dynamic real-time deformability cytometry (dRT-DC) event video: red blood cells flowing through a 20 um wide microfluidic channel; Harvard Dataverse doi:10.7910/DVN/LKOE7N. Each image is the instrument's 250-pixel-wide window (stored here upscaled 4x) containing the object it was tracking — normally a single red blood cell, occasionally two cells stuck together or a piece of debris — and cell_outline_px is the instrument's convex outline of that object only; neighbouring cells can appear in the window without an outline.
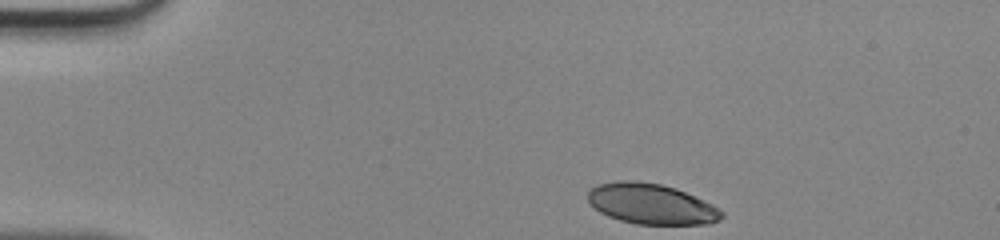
{"species": "human", "species_latin": "Homo sapiens", "temperature_condition": "room temperature", "stored_images_in_passage": 33, "camera_frame_rate_fps": 3000, "um_per_image_px": 0.085, "donor": {"sex": "male"}, "frame": {"image": 1, "passage_image": 1, "time_ms": 0.0, "image_size_px": [1000, 240], "cell_outline_px": [[724, 216], [720, 220], [708, 224], [636, 224], [620, 220], [608, 216], [600, 212], [588, 200], [588, 188], [600, 184], [620, 180], [636, 180], [660, 184], [676, 188], [712, 204], [724, 212]], "centroid_in_image_um": [55.36, 17.33], "position_along_channel_um": 29.6, "area_um2": 31.56}}
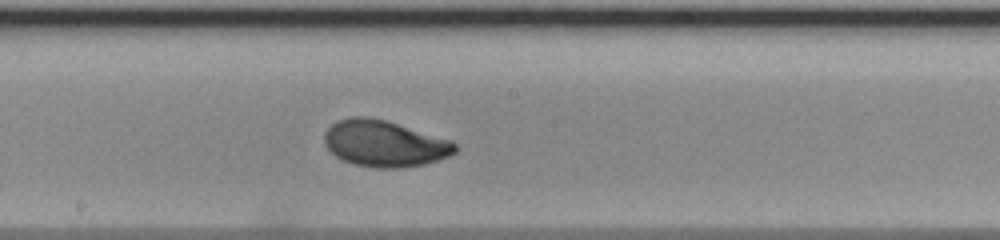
{"frame": {"image": 2, "passage_image": 19, "time_ms": 6.0, "image_size_px": [1000, 240], "cell_outline_px": [[456, 152], [448, 156], [424, 164], [404, 168], [376, 168], [356, 164], [344, 160], [336, 156], [324, 144], [324, 132], [336, 120], [348, 116], [368, 116], [384, 120], [452, 140], [456, 144]], "centroid_in_image_um": [32.66, 12.19], "position_along_channel_um": 215.5, "area_um2": 35.26}}
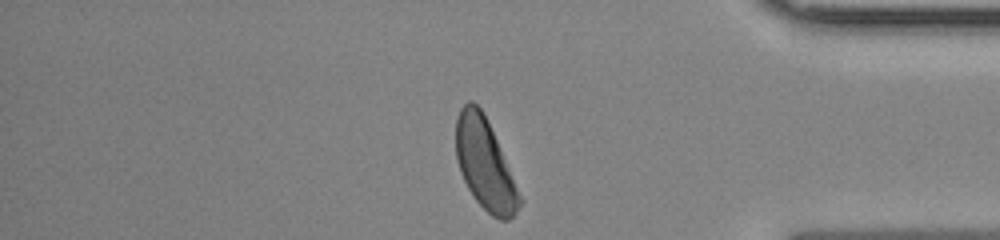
{"frame": {"image": 3, "passage_image": 33, "time_ms": 10.667, "image_size_px": [1000, 240], "cell_outline_px": [[524, 200], [516, 212], [508, 220], [500, 220], [492, 216], [476, 200], [468, 188], [460, 172], [456, 160], [456, 116], [460, 108], [468, 100], [472, 100], [480, 108], [496, 140]], "centroid_in_image_um": [41.21, 13.98], "position_along_channel_um": 394.0, "area_um2": 33.29}}